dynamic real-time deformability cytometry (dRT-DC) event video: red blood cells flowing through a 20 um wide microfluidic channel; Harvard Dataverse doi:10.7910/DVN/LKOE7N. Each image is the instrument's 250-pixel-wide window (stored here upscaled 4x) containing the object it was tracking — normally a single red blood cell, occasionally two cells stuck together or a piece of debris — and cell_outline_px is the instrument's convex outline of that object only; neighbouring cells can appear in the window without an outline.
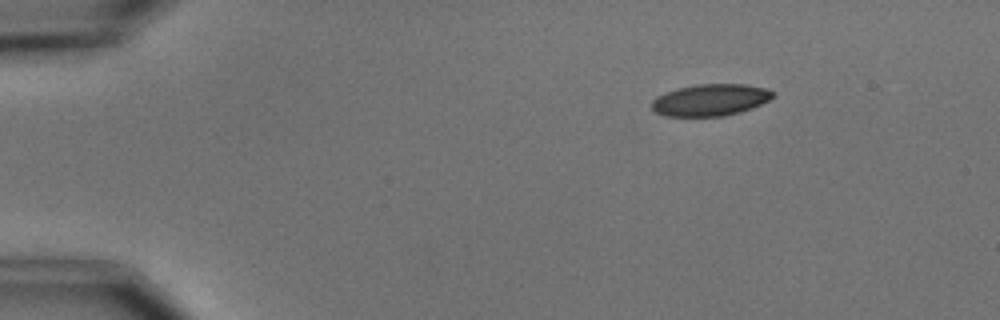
{"species": "common noctule bat (a hibernating species)", "species_latin": "Nyctalus noctula", "temperature_condition": "cold", "stored_images_in_passage": 3, "camera_frame_rate_fps": 3000, "um_per_image_px": 0.085, "animal": {"sex": "male", "body_mass_g": 15.6}, "frame": {"image": 1, "passage_image": 1, "time_ms": 0.0, "image_size_px": [1000, 320], "cell_outline_px": [[776, 96], [752, 108], [740, 112], [724, 116], [664, 116], [652, 112], [652, 100], [656, 96], [680, 88], [700, 84], [744, 84], [764, 88], [776, 92]], "centroid_in_image_um": [60.39, 8.51], "position_along_channel_um": 24.6, "area_um2": 22.43}}